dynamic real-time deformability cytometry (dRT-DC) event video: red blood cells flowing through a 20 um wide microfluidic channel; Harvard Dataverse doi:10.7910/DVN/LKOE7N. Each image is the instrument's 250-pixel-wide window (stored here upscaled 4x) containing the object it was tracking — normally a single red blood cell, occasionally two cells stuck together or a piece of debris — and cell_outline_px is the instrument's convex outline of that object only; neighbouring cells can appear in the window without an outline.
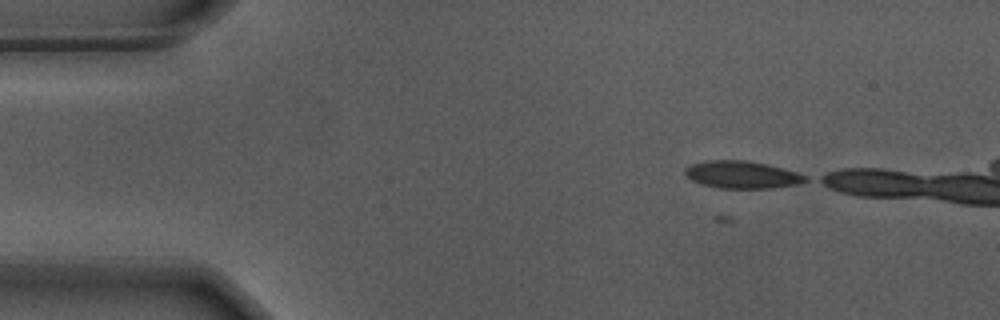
{"species": "Egyptian fruit bat (a non-hibernating species)", "species_latin": "Rousettus aegyptiacus", "temperature_condition": "warm", "stored_images_in_passage": 10, "camera_frame_rate_fps": 3000, "um_per_image_px": 0.085, "animal": {"sex": "male"}, "frame": {"image": 1, "passage_image": 1, "time_ms": 0.0, "image_size_px": [1000, 320], "cell_outline_px": [[808, 180], [796, 184], [772, 188], [720, 188], [704, 184], [692, 180], [684, 172], [684, 168], [692, 164], [708, 160], [744, 160], [768, 164], [796, 172], [804, 176]], "centroid_in_image_um": [63.05, 14.84], "position_along_channel_um": 22.0, "area_um2": 18.9}}